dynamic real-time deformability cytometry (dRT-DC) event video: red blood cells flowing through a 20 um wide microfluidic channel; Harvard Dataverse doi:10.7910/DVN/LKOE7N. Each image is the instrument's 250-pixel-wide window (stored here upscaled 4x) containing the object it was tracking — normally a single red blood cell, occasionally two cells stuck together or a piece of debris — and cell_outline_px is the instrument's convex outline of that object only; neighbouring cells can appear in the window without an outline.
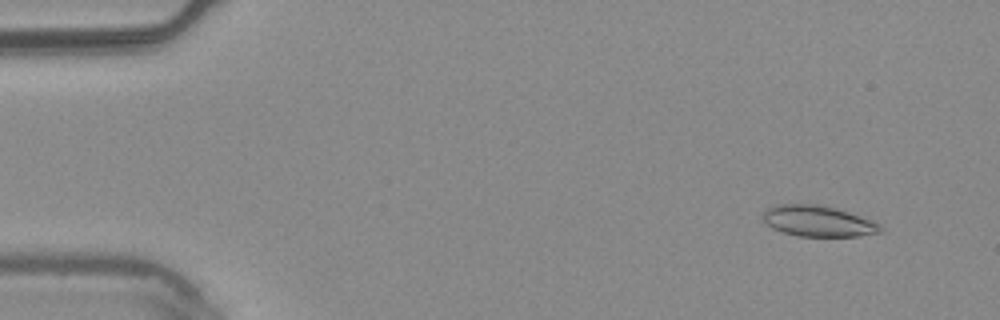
{"species": "common noctule bat (a hibernating species)", "species_latin": "Nyctalus noctula", "temperature_condition": "warm", "stored_images_in_passage": 7, "camera_frame_rate_fps": 3000, "um_per_image_px": 0.085, "animal": {"sex": "male", "body_mass_g": 20.4}, "frame": {"image": 1, "passage_image": 2, "time_ms": 0.333, "image_size_px": [1000, 320], "cell_outline_px": [[884, 232], [860, 236], [796, 236], [772, 228], [764, 224], [760, 216], [764, 208], [776, 204], [816, 204], [836, 208], [848, 212], [880, 224], [884, 228]], "centroid_in_image_um": [69.47, 18.79], "position_along_channel_um": 15.5, "area_um2": 21.5}}
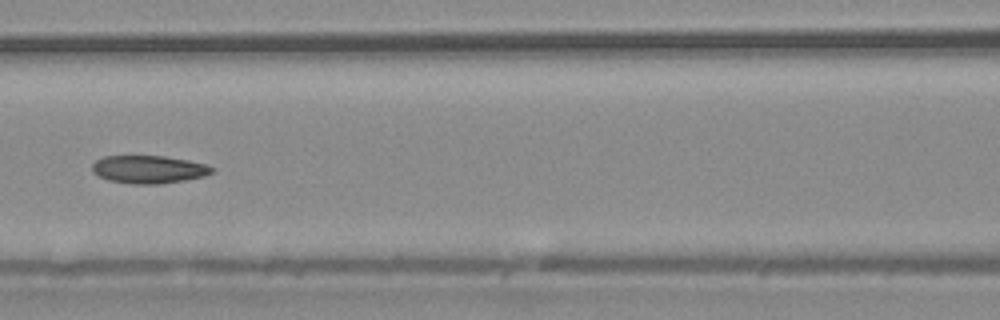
{"frame": {"image": 2, "passage_image": 7, "time_ms": 2.0, "image_size_px": [1000, 320], "cell_outline_px": [[216, 168], [212, 172], [204, 176], [184, 180], [156, 184], [132, 184], [108, 180], [92, 172], [92, 164], [96, 160], [104, 156], [164, 156], [188, 160], [208, 164]], "centroid_in_image_um": [12.65, 14.39], "position_along_channel_um": 153.9, "area_um2": 19.48}}